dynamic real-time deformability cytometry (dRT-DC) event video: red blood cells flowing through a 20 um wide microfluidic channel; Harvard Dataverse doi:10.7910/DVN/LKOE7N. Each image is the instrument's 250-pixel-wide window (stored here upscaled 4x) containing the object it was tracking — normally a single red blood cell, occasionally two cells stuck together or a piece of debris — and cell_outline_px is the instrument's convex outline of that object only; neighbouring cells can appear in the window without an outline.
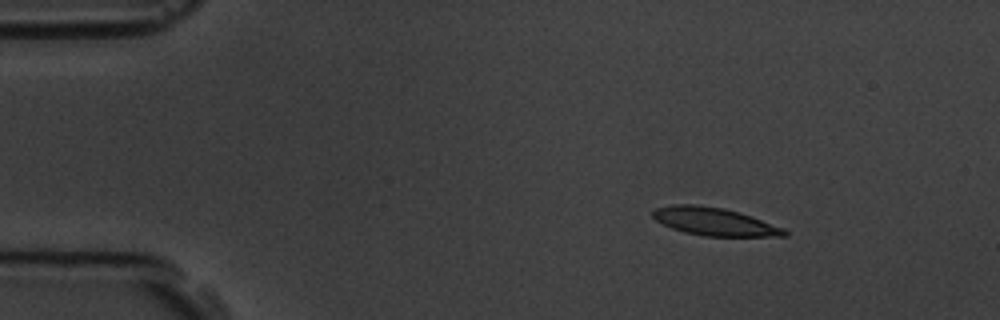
{"species": "common noctule bat (a hibernating species)", "species_latin": "Nyctalus noctula", "temperature_condition": "room temperature", "stored_images_in_passage": 5, "segment_of_instrument_passage": [1, 2], "camera_frame_rate_fps": 3000, "um_per_image_px": 0.085, "animal": {"sex": "male", "body_mass_g": 19.5, "forearm_length_mm": 54.6}, "frame": {"image": 1, "passage_image": 2, "time_ms": 2.0, "image_size_px": [1000, 320], "cell_outline_px": [[788, 236], [704, 236], [684, 232], [672, 228], [656, 220], [652, 216], [652, 212], [656, 208], [672, 204], [696, 204], [724, 208], [740, 212], [752, 216], [784, 228], [788, 232]], "centroid_in_image_um": [60.73, 18.83], "position_along_channel_um": 24.3, "area_um2": 21.44}}